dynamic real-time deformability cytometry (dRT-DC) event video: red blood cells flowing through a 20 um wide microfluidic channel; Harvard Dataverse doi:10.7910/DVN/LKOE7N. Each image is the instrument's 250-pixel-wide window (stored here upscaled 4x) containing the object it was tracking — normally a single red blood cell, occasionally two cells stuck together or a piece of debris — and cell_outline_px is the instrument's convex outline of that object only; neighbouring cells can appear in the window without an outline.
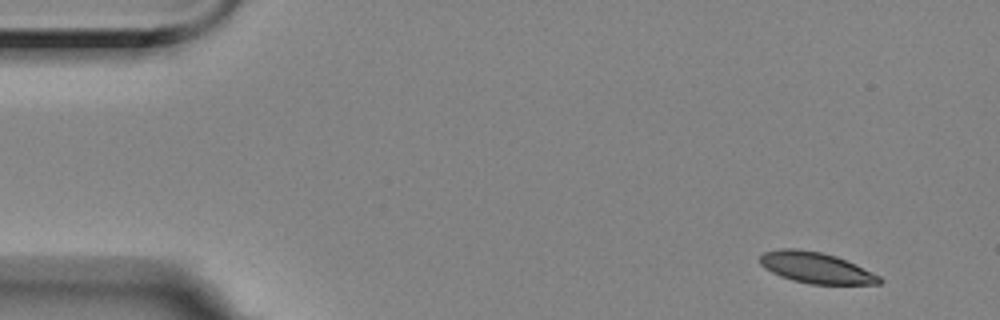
{"species": "Egyptian fruit bat (a non-hibernating species)", "species_latin": "Rousettus aegyptiacus", "temperature_condition": "room temperature", "stored_images_in_passage": 55, "camera_frame_rate_fps": 3000, "um_per_image_px": 0.085, "animal": {"sex": "female"}, "frame": {"image": 1, "passage_image": 1, "time_ms": 0.0, "image_size_px": [1000, 320], "cell_outline_px": [[884, 280], [880, 284], [812, 284], [792, 280], [780, 276], [764, 268], [760, 264], [760, 256], [764, 252], [780, 248], [796, 248], [820, 252], [836, 256], [856, 264], [880, 276]], "centroid_in_image_um": [69.36, 22.75], "position_along_channel_um": 15.6, "area_um2": 21.62}}
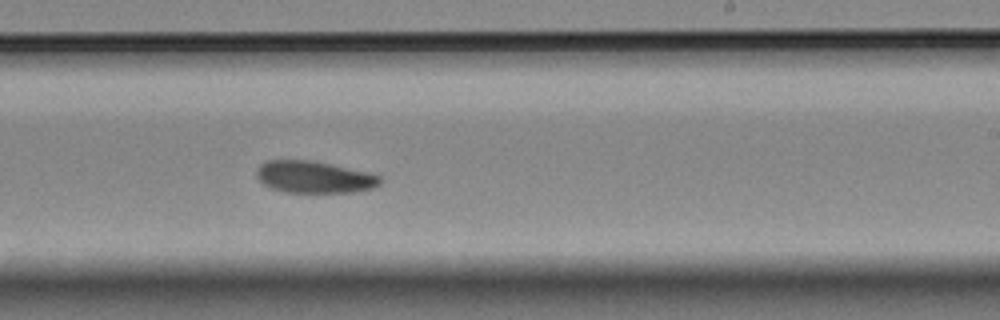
{"frame": {"image": 2, "passage_image": 31, "time_ms": 10.0, "image_size_px": [1000, 320], "cell_outline_px": [[380, 184], [372, 188], [352, 192], [284, 192], [272, 188], [264, 184], [256, 176], [256, 168], [264, 160], [308, 160], [368, 172], [380, 176]], "centroid_in_image_um": [26.65, 15.04], "position_along_channel_um": 262.3, "area_um2": 22.77}}
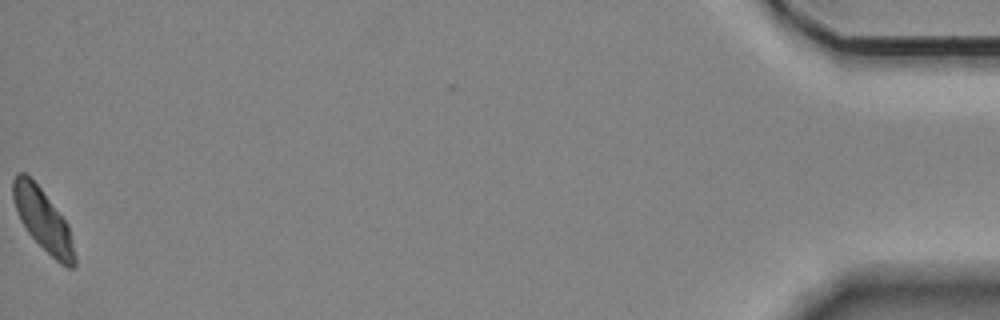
{"frame": {"image": 3, "passage_image": 54, "time_ms": 17.667, "image_size_px": [1000, 320], "cell_outline_px": [[76, 268], [68, 268], [60, 264], [28, 232], [20, 220], [16, 212], [12, 196], [12, 180], [16, 172], [24, 172], [40, 188], [68, 224], [76, 256]], "centroid_in_image_um": [3.65, 18.7], "position_along_channel_um": 431.6, "area_um2": 22.02}}